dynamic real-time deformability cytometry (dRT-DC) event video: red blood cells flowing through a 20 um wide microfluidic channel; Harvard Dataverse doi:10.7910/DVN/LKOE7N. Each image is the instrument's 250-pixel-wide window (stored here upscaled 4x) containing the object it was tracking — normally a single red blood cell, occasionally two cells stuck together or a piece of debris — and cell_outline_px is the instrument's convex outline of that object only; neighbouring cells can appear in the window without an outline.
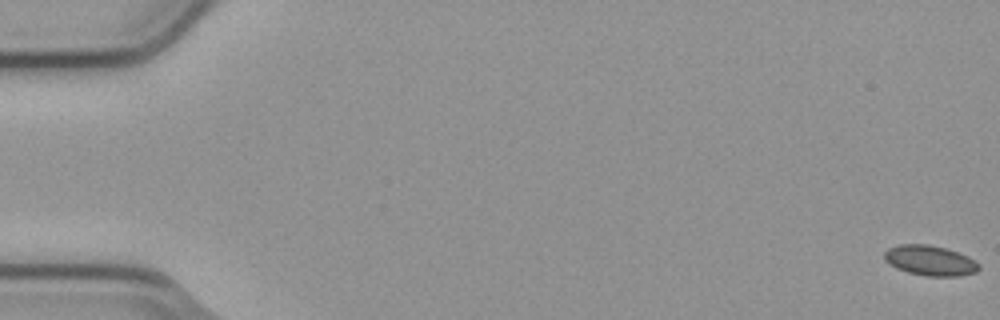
{"species": "common noctule bat (a hibernating species)", "species_latin": "Nyctalus noctula", "temperature_condition": "cold", "stored_images_in_passage": 9, "camera_frame_rate_fps": 3000, "um_per_image_px": 0.085, "animal": {"sex": "male", "body_mass_g": 23.1, "forearm_length_mm": 52.7}, "frame": {"image": 1, "passage_image": 1, "time_ms": 0.0, "image_size_px": [1000, 320], "cell_outline_px": [[980, 268], [976, 272], [960, 276], [928, 276], [908, 272], [896, 268], [884, 260], [884, 252], [888, 248], [900, 244], [928, 244], [944, 248], [968, 256], [976, 260], [980, 264]], "centroid_in_image_um": [79.06, 22.14], "position_along_channel_um": 5.9, "area_um2": 16.65}}
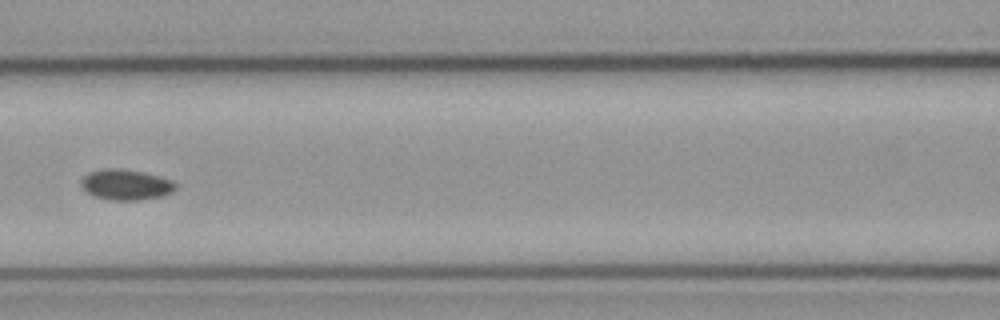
{"frame": {"image": 2, "passage_image": 7, "time_ms": 2.0, "image_size_px": [1000, 320], "cell_outline_px": [[176, 188], [172, 192], [160, 196], [140, 200], [108, 200], [92, 196], [80, 184], [80, 180], [88, 172], [104, 168], [120, 168], [144, 172], [160, 176], [172, 180], [176, 184]], "centroid_in_image_um": [10.68, 15.69], "position_along_channel_um": 155.9, "area_um2": 16.99}}
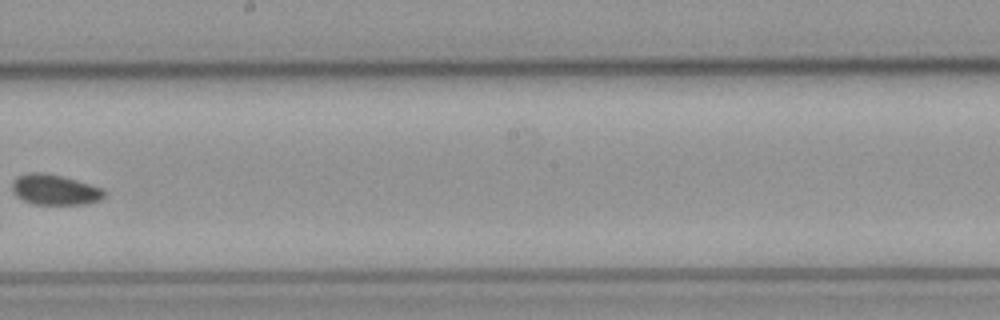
{"frame": {"image": 3, "passage_image": 9, "time_ms": 2.667, "image_size_px": [1000, 320], "cell_outline_px": [[108, 192], [100, 200], [84, 204], [32, 204], [16, 196], [12, 192], [12, 180], [16, 176], [32, 172], [44, 172], [64, 176], [104, 188]], "centroid_in_image_um": [4.67, 16.11], "position_along_channel_um": 243.5, "area_um2": 16.65}}